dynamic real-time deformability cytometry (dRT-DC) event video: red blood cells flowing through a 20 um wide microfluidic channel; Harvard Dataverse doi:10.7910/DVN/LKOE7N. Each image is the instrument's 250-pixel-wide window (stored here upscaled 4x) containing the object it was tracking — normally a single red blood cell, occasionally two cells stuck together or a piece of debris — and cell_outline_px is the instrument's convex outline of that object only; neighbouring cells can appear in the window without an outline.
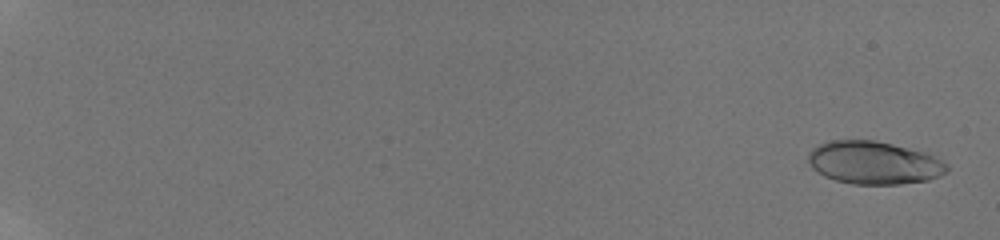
{"species": "human", "species_latin": "Homo sapiens", "temperature_condition": "room temperature", "stored_images_in_passage": 56, "camera_frame_rate_fps": 3000, "um_per_image_px": 0.085, "donor": {"sex": "male"}, "frame": {"image": 1, "passage_image": 2, "time_ms": 0.333, "image_size_px": [1000, 240], "cell_outline_px": [[948, 172], [940, 176], [928, 180], [900, 184], [852, 184], [836, 180], [824, 176], [812, 168], [808, 160], [808, 156], [812, 148], [828, 140], [872, 140], [892, 144], [924, 152], [948, 164]], "centroid_in_image_um": [74.28, 13.84], "position_along_channel_um": 10.7, "area_um2": 34.56}}
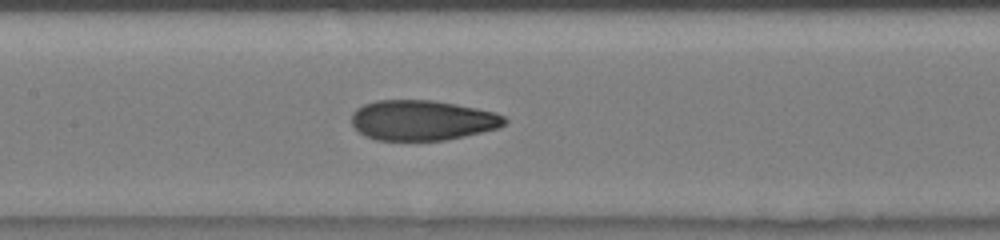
{"frame": {"image": 2, "passage_image": 32, "time_ms": 10.333, "image_size_px": [1000, 240], "cell_outline_px": [[508, 120], [500, 128], [464, 136], [444, 140], [376, 140], [364, 136], [352, 124], [352, 112], [356, 108], [364, 104], [376, 100], [432, 100], [456, 104], [496, 112], [504, 116]], "centroid_in_image_um": [35.9, 10.22], "position_along_channel_um": 171.5, "area_um2": 35.95}}
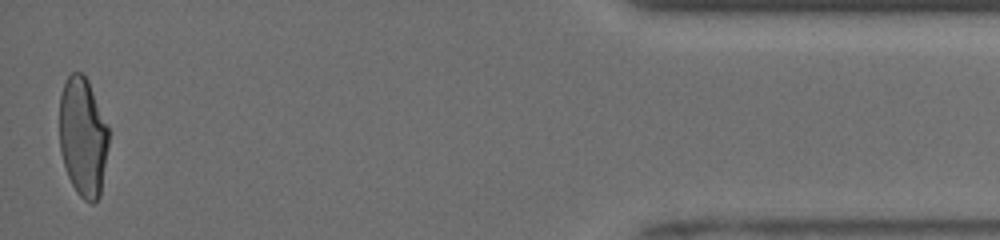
{"frame": {"image": 3, "passage_image": 56, "time_ms": 18.333, "image_size_px": [1000, 240], "cell_outline_px": [[108, 144], [100, 196], [92, 204], [84, 200], [76, 192], [68, 176], [60, 152], [60, 96], [64, 84], [68, 76], [72, 72], [80, 72], [88, 80], [108, 128]], "centroid_in_image_um": [7.04, 11.65], "position_along_channel_um": 428.2, "area_um2": 33.87}, "authors_computed_cell_mechanics": {"area_um2": 35.3736, "velocity_mm_per_s": 3.9671, "shape_relaxation_time_tau1_ms": 8.5096, "shape_relaxation_time_tau2_ms": 1.1243, "deformation_change_tau1": 0.2547, "deformation_change_tau2": 0.079}}